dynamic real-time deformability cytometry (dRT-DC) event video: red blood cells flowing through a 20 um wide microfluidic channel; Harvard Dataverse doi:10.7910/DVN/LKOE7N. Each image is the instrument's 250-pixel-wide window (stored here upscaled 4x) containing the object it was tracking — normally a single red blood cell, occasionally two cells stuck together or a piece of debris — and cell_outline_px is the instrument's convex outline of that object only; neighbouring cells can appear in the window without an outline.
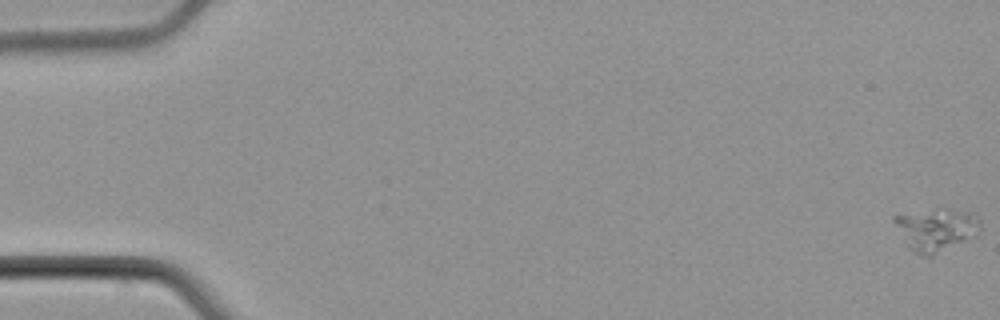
{"species": "common noctule bat (a hibernating species)", "species_latin": "Nyctalus noctula", "temperature_condition": "cold", "stored_images_in_passage": 58, "camera_frame_rate_fps": 3000, "um_per_image_px": 0.085, "animal": {"sex": "male", "body_mass_g": 21.5, "forearm_length_mm": 52.0}, "frame": {"image": 1, "passage_image": 1, "time_ms": 0.0, "image_size_px": [1000, 320], "cell_outline_px": [[980, 232], [976, 236], [932, 256], [920, 256], [908, 248], [892, 220], [892, 216], [936, 204], [972, 212], [980, 216]], "centroid_in_image_um": [79.58, 19.42], "position_along_channel_um": 5.4, "area_um2": 22.83}}
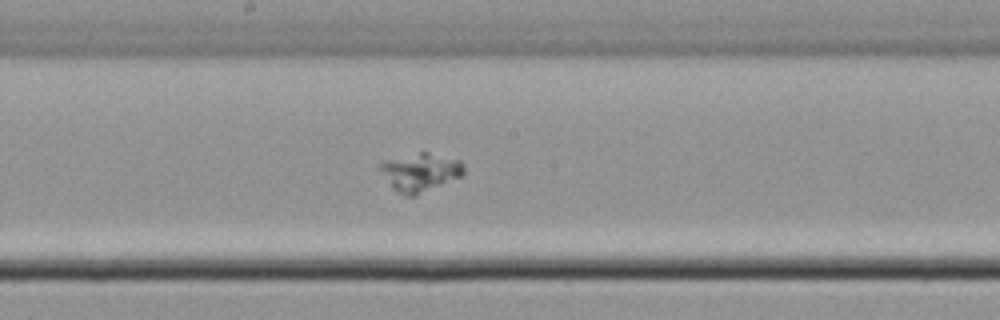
{"frame": {"image": 2, "passage_image": 32, "time_ms": 10.333, "image_size_px": [1000, 320], "cell_outline_px": [[464, 172], [460, 176], [416, 196], [404, 196], [396, 192], [392, 188], [380, 168], [380, 164], [384, 160], [420, 152], [428, 152], [460, 160], [464, 164]], "centroid_in_image_um": [35.72, 14.64], "position_along_channel_um": 212.5, "area_um2": 18.5}}
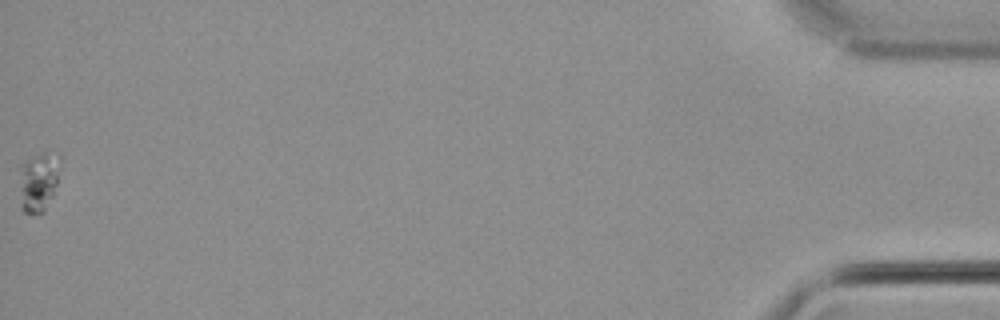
{"frame": {"image": 3, "passage_image": 58, "time_ms": 19.0, "image_size_px": [1000, 320], "cell_outline_px": [[60, 160], [56, 184], [52, 196], [44, 212], [24, 212], [20, 208], [20, 168], [28, 160], [44, 152], [60, 156]], "centroid_in_image_um": [3.26, 15.47], "position_along_channel_um": 431.9, "area_um2": 13.64}}